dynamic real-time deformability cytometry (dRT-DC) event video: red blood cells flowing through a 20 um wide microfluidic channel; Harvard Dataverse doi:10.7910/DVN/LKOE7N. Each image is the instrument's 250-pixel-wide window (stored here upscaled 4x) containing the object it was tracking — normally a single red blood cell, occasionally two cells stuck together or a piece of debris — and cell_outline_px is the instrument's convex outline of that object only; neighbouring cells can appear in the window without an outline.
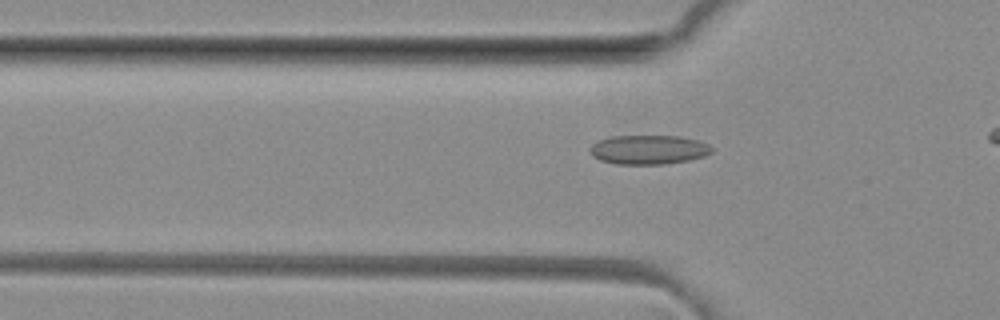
{"species": "common noctule bat (a hibernating species)", "species_latin": "Nyctalus noctula", "temperature_condition": "room temperature", "stored_images_in_passage": 29, "camera_frame_rate_fps": 3000, "um_per_image_px": 0.085, "animal": {"sex": "female", "body_mass_g": 29.2, "forearm_length_mm": 56.3}, "frame": {"image": 1, "passage_image": 4, "time_ms": 1.0, "image_size_px": [1000, 320], "cell_outline_px": [[712, 152], [704, 156], [688, 160], [664, 164], [616, 164], [600, 160], [592, 156], [588, 148], [592, 144], [600, 140], [612, 136], [680, 136], [696, 140], [708, 144], [712, 148]], "centroid_in_image_um": [55.1, 12.72], "position_along_channel_um": 70.7, "area_um2": 20.69}}
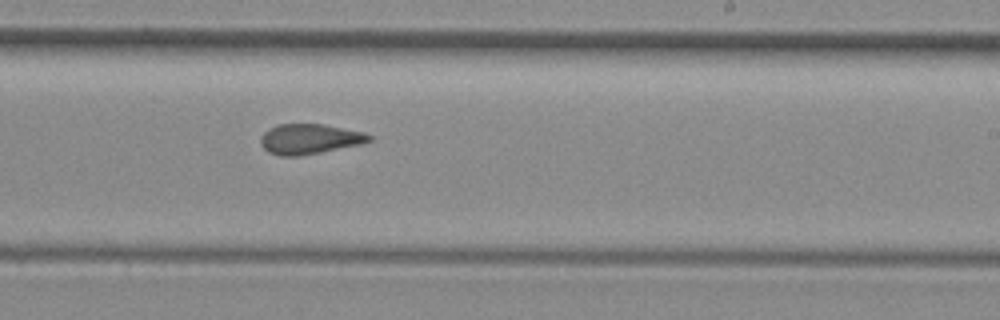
{"frame": {"image": 2, "passage_image": 18, "time_ms": 5.667, "image_size_px": [1000, 320], "cell_outline_px": [[372, 140], [360, 144], [300, 156], [280, 156], [268, 152], [260, 144], [260, 140], [264, 132], [268, 128], [276, 124], [324, 124], [364, 132], [372, 136]], "centroid_in_image_um": [26.29, 11.81], "position_along_channel_um": 262.7, "area_um2": 19.07}}
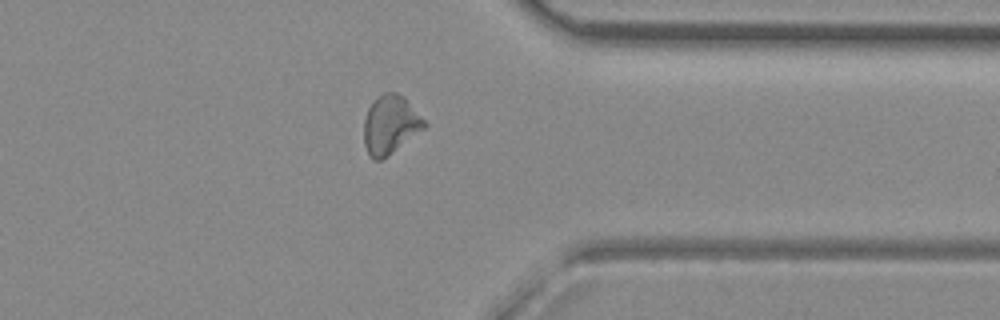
{"frame": {"image": 3, "passage_image": 27, "time_ms": 8.667, "image_size_px": [1000, 320], "cell_outline_px": [[428, 124], [424, 128], [388, 156], [380, 160], [372, 160], [364, 144], [364, 120], [368, 108], [376, 96], [384, 92], [396, 92], [404, 96]], "centroid_in_image_um": [33.16, 10.58], "position_along_channel_um": 378.2, "area_um2": 20.63}}